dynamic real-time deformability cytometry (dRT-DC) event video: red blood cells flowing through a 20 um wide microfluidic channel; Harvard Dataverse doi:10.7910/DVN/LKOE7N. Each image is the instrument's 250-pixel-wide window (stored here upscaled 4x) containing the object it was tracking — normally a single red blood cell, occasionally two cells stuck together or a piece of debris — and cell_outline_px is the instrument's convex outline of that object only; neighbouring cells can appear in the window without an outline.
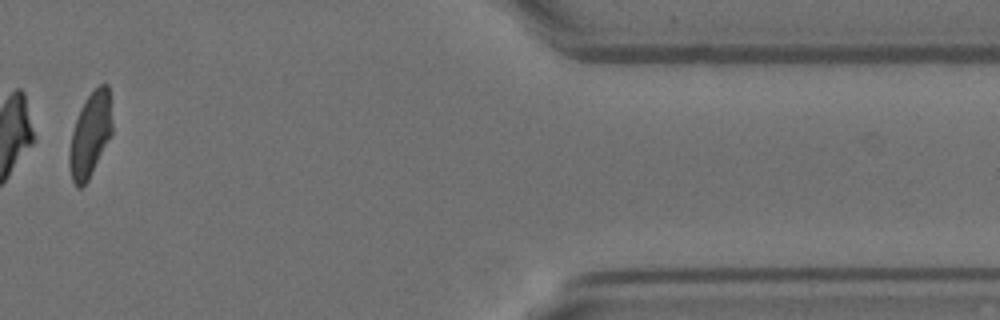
{"species": "Egyptian fruit bat (a non-hibernating species)", "species_latin": "Rousettus aegyptiacus", "temperature_condition": "room temperature", "stored_images_in_passage": 12, "camera_frame_rate_fps": 3000, "um_per_image_px": 0.085, "animal": {"sex": "female"}, "frame": {"image": 1, "passage_image": 10, "time_ms": 3.0, "image_size_px": [1000, 320], "cell_outline_px": [[112, 132], [88, 180], [80, 188], [76, 188], [72, 180], [68, 164], [68, 152], [72, 132], [80, 108], [88, 96], [100, 84], [108, 84], [112, 124]], "centroid_in_image_um": [7.64, 11.47], "position_along_channel_um": 403.8, "area_um2": 20.81}}